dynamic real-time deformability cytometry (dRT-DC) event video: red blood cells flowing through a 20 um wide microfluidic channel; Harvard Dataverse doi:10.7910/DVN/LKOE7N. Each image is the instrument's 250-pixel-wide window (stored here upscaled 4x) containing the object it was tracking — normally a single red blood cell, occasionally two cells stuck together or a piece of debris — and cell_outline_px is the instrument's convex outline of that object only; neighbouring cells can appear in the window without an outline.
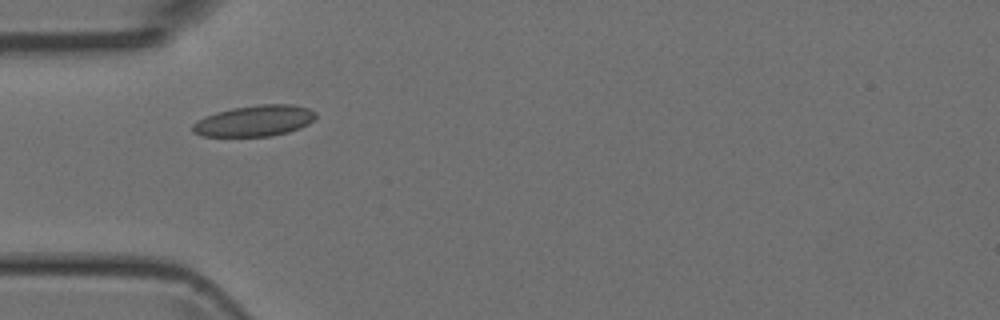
{"species": "Egyptian fruit bat (a non-hibernating species)", "species_latin": "Rousettus aegyptiacus", "temperature_condition": "room temperature", "stored_images_in_passage": 4, "camera_frame_rate_fps": 3000, "um_per_image_px": 0.085, "animal": {"sex": "female"}, "frame": {"image": 1, "passage_image": 1, "time_ms": 0.0, "image_size_px": [1000, 320], "cell_outline_px": [[316, 116], [308, 124], [300, 128], [288, 132], [272, 136], [200, 136], [192, 132], [192, 124], [196, 120], [216, 112], [232, 108], [260, 104], [292, 104], [308, 108], [316, 112]], "centroid_in_image_um": [21.62, 10.27], "position_along_channel_um": 63.4, "area_um2": 22.37}}
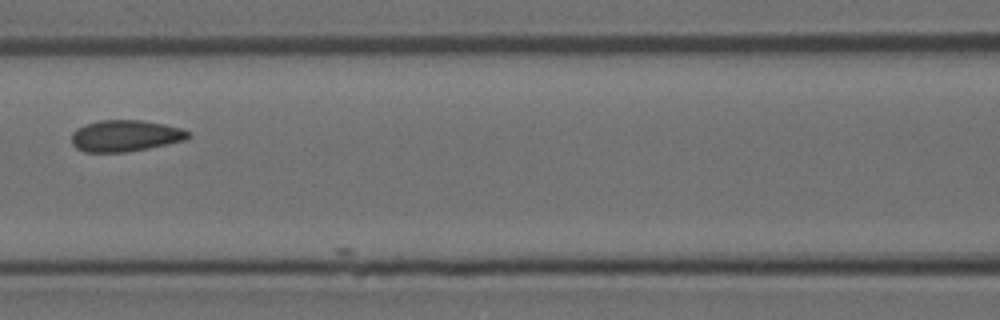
{"frame": {"image": 2, "passage_image": 3, "time_ms": 2.333, "image_size_px": [1000, 320], "cell_outline_px": [[192, 136], [184, 140], [168, 144], [148, 148], [124, 152], [84, 152], [76, 148], [72, 144], [72, 132], [76, 128], [84, 124], [100, 120], [140, 120], [164, 124], [180, 128], [188, 132]], "centroid_in_image_um": [10.61, 11.54], "position_along_channel_um": 156.0, "area_um2": 21.39}}